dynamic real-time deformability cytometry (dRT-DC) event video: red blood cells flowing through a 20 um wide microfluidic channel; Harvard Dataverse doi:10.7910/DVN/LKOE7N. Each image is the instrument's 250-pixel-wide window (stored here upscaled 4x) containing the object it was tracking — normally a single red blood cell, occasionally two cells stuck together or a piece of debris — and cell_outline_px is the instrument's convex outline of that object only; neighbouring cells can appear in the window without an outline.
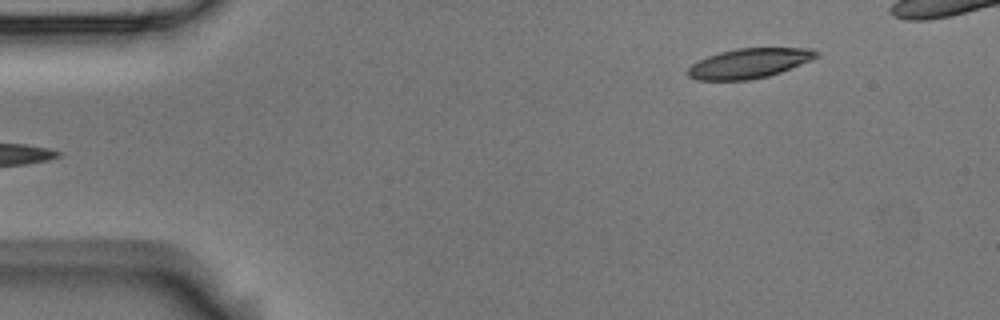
{"species": "Egyptian fruit bat (a non-hibernating species)", "species_latin": "Rousettus aegyptiacus", "temperature_condition": "room temperature", "stored_images_in_passage": 5, "camera_frame_rate_fps": 3000, "um_per_image_px": 0.085, "animal": {"sex": "male"}, "frame": {"image": 1, "passage_image": 5, "time_ms": 1.333, "image_size_px": [1000, 320], "cell_outline_px": [[820, 56], [812, 60], [780, 72], [768, 76], [748, 80], [696, 80], [688, 76], [688, 68], [692, 64], [708, 56], [720, 52], [736, 48], [812, 48], [820, 52]], "centroid_in_image_um": [63.72, 5.37], "position_along_channel_um": 21.3, "area_um2": 22.31}}